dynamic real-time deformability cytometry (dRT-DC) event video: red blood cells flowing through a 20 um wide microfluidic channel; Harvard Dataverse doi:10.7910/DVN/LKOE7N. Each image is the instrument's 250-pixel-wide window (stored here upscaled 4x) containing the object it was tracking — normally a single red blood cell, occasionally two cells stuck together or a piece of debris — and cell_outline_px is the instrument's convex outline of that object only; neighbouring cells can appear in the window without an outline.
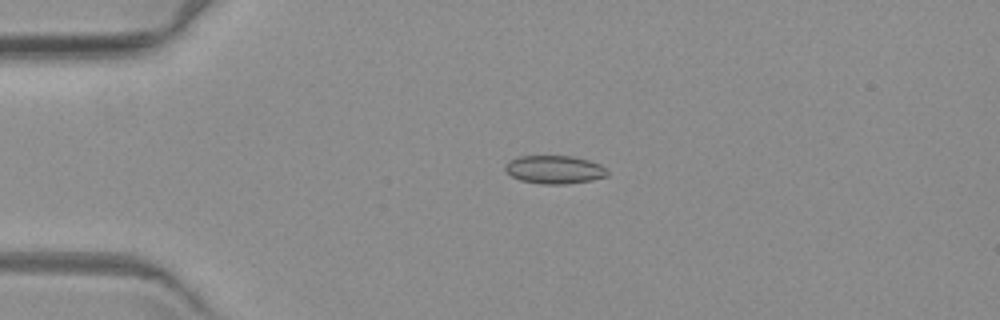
{"species": "common noctule bat (a hibernating species)", "species_latin": "Nyctalus noctula", "temperature_condition": "warm", "stored_images_in_passage": 2, "camera_frame_rate_fps": 3000, "um_per_image_px": 0.085, "animal": {"sex": "female", "body_mass_g": 19.3, "forearm_length_mm": 54.1}, "frame": {"image": 1, "passage_image": 1, "time_ms": 0.0, "image_size_px": [1000, 320], "cell_outline_px": [[608, 176], [592, 180], [564, 184], [540, 184], [520, 180], [504, 172], [504, 164], [508, 160], [520, 156], [572, 156], [588, 160], [600, 164], [608, 172]], "centroid_in_image_um": [47.08, 14.41], "position_along_channel_um": 37.9, "area_um2": 16.94}}